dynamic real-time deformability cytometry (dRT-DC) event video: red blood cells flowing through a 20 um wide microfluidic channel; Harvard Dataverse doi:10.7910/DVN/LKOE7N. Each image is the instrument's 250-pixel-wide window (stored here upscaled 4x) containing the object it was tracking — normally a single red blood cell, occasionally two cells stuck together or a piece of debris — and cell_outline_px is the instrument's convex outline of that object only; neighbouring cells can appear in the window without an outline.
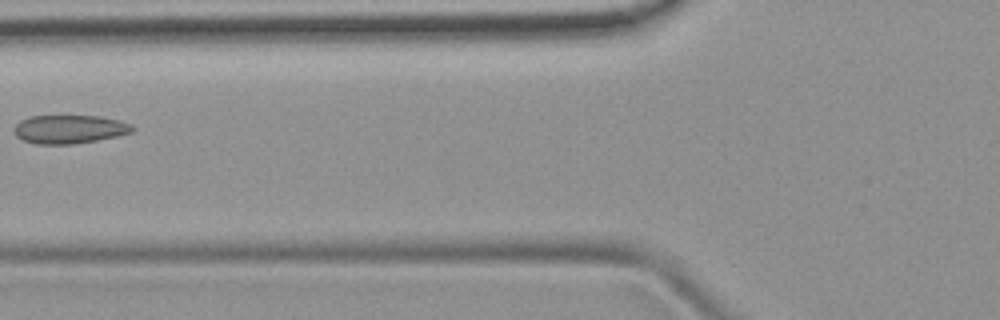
{"species": "common noctule bat (a hibernating species)", "species_latin": "Nyctalus noctula", "temperature_condition": "room temperature", "stored_images_in_passage": 6, "camera_frame_rate_fps": 3000, "um_per_image_px": 0.085, "animal": {"sex": "female", "body_mass_g": 19.9}, "frame": {"image": 1, "passage_image": 6, "time_ms": 5.667, "image_size_px": [1000, 320], "cell_outline_px": [[136, 128], [132, 132], [116, 136], [96, 140], [72, 144], [36, 144], [24, 140], [16, 136], [16, 124], [20, 120], [28, 116], [100, 116], [120, 120], [132, 124]], "centroid_in_image_um": [5.94, 10.97], "position_along_channel_um": 119.9, "area_um2": 19.59}}